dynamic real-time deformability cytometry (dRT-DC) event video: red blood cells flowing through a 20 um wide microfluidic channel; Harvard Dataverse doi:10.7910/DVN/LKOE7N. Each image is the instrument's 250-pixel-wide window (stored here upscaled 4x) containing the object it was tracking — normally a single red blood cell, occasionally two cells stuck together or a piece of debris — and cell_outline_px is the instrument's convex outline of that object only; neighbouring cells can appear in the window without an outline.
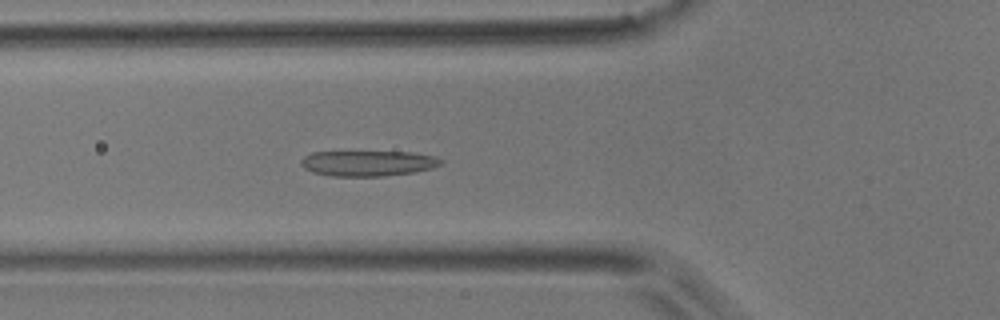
{"species": "common noctule bat (a hibernating species)", "species_latin": "Nyctalus noctula", "temperature_condition": "room temperature", "stored_images_in_passage": 51, "camera_frame_rate_fps": 3000, "um_per_image_px": 0.085, "animal": {"sex": "male", "body_mass_g": 17.9}, "frame": {"image": 1, "passage_image": 18, "time_ms": 5.667, "image_size_px": [1000, 320], "cell_outline_px": [[444, 164], [432, 168], [416, 172], [384, 176], [332, 176], [312, 172], [304, 168], [300, 164], [300, 160], [304, 156], [312, 152], [412, 152], [436, 156], [444, 160]], "centroid_in_image_um": [31.32, 13.88], "position_along_channel_um": 94.5, "area_um2": 21.04}}
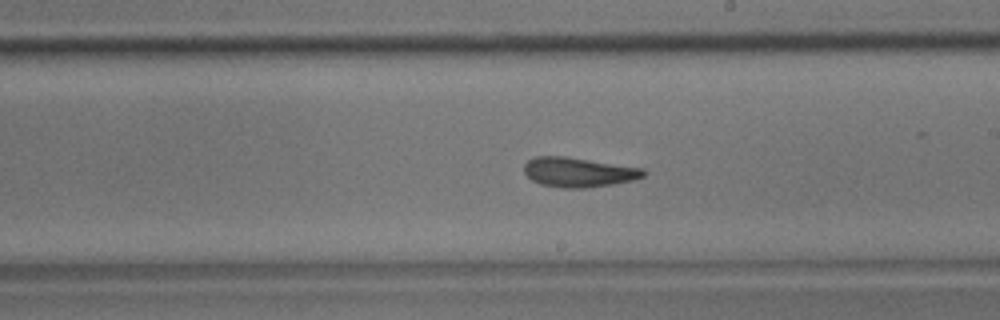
{"frame": {"image": 2, "passage_image": 29, "time_ms": 9.333, "image_size_px": [1000, 320], "cell_outline_px": [[648, 172], [644, 176], [636, 180], [612, 184], [584, 188], [564, 188], [540, 184], [532, 180], [524, 172], [524, 164], [528, 160], [536, 156], [564, 156], [644, 168]], "centroid_in_image_um": [49.2, 14.63], "position_along_channel_um": 239.8, "area_um2": 20.69}}
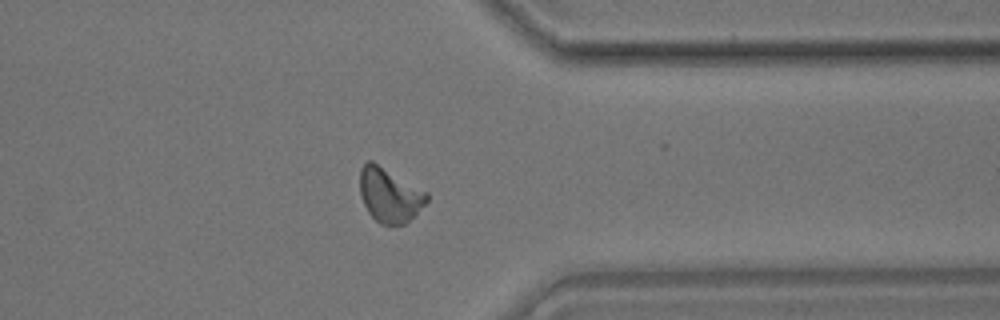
{"frame": {"image": 3, "passage_image": 40, "time_ms": 13.0, "image_size_px": [1000, 320], "cell_outline_px": [[428, 200], [404, 224], [380, 224], [368, 212], [360, 196], [360, 168], [368, 160], [372, 160], [428, 192]], "centroid_in_image_um": [33.09, 16.55], "position_along_channel_um": 378.3, "area_um2": 20.98}, "authors_computed_cell_mechanics": {"area_um2": 20.5768, "velocity_mm_per_s": 3.9562, "shape_relaxation_time_tau1_ms": 6.6215, "shape_relaxation_time_tau2_ms": 3.0779, "deformation_change_tau1": 0.1756, "deformation_change_tau2": 0.0917}}